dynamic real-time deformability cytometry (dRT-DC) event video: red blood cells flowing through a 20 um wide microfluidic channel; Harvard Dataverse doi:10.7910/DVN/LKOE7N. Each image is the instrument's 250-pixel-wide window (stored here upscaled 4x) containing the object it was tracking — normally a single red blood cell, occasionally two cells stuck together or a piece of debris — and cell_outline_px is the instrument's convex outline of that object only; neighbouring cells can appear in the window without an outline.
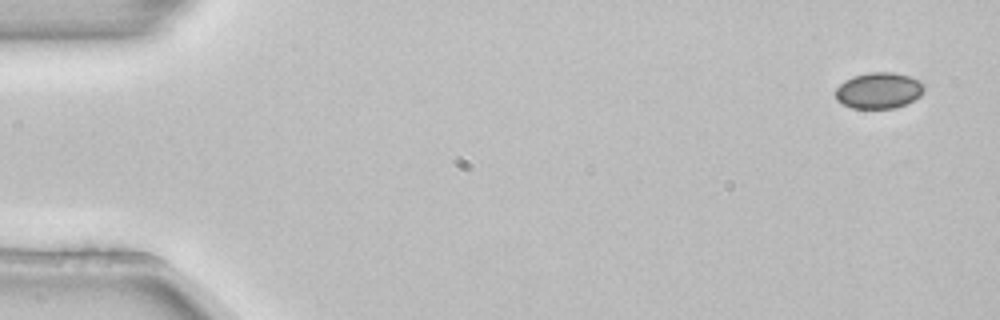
{"species": "common noctule bat (a hibernating species)", "species_latin": "Nyctalus noctula", "temperature_condition": "room temperature", "stored_images_in_passage": 6, "camera_frame_rate_fps": 3000, "um_per_image_px": 0.085, "animal": {"sex": "female", "body_mass_g": 22.7, "forearm_length_mm": 54.2}, "frame": {"image": 1, "passage_image": 1, "time_ms": 0.0, "image_size_px": [1000, 320], "cell_outline_px": [[924, 88], [920, 96], [908, 104], [896, 108], [852, 108], [836, 100], [836, 88], [844, 80], [852, 76], [868, 72], [892, 72], [908, 76], [920, 80], [924, 84]], "centroid_in_image_um": [74.71, 7.69], "position_along_channel_um": 10.3, "area_um2": 18.79}}